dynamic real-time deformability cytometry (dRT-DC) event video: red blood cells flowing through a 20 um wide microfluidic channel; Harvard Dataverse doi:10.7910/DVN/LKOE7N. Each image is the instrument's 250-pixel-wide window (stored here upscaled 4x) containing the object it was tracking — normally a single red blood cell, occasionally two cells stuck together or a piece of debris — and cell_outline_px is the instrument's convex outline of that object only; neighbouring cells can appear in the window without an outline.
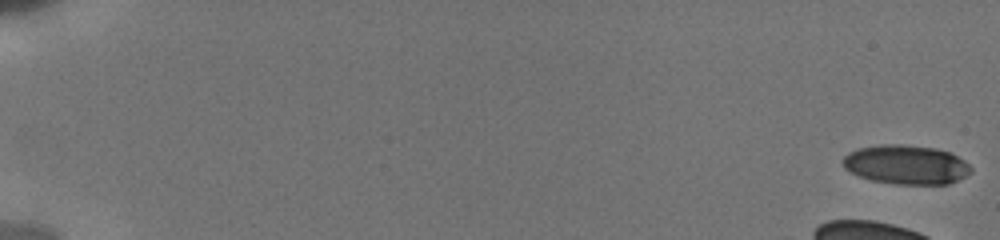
{"species": "human", "species_latin": "Homo sapiens", "temperature_condition": "cold", "stored_images_in_passage": 44, "camera_frame_rate_fps": 3000, "um_per_image_px": 0.085, "donor": {"sex": "male"}, "frame": {"image": 1, "passage_image": 1, "time_ms": 0.0, "image_size_px": [1000, 240], "cell_outline_px": [[972, 172], [948, 184], [896, 184], [872, 180], [860, 176], [844, 168], [844, 156], [848, 152], [856, 148], [880, 144], [904, 144], [936, 148], [952, 152], [964, 160], [972, 168]], "centroid_in_image_um": [77.03, 13.97], "position_along_channel_um": 8.0, "area_um2": 29.36}}